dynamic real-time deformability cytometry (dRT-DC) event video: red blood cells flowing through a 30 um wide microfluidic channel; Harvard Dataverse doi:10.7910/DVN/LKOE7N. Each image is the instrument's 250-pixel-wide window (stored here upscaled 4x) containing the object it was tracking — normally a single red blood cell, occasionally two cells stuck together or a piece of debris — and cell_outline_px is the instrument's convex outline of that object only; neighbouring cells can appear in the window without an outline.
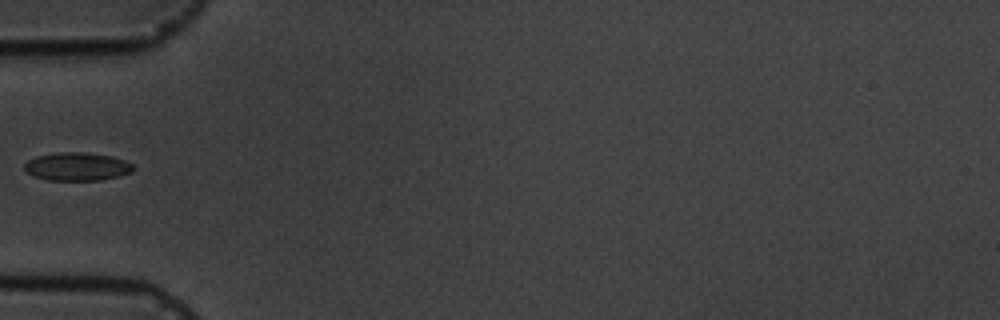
{"species": "common noctule bat (a hibernating species)", "species_latin": "Nyctalus noctula", "temperature_condition": "cold", "stored_images_in_passage": 7, "camera_frame_rate_fps": 3000, "um_per_image_px": 0.085, "animal": {"sex": "male", "body_mass_g": 19.5, "forearm_length_mm": 54.6}, "frame": {"image": 1, "passage_image": 6, "time_ms": 7.333, "image_size_px": [1000, 320], "cell_outline_px": [[136, 168], [132, 172], [120, 176], [100, 180], [48, 180], [32, 176], [24, 168], [24, 164], [28, 160], [36, 156], [60, 152], [84, 152], [112, 156], [124, 160], [132, 164]], "centroid_in_image_um": [6.57, 14.16], "position_along_channel_um": 78.4, "area_um2": 17.98}}
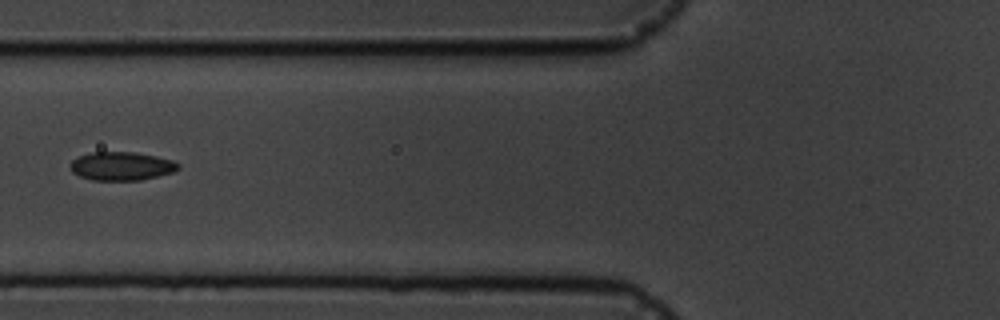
{"frame": {"image": 2, "passage_image": 7, "time_ms": 8.333, "image_size_px": [1000, 320], "cell_outline_px": [[180, 168], [172, 172], [140, 180], [92, 180], [80, 176], [72, 172], [72, 160], [80, 156], [92, 152], [136, 152], [156, 156], [172, 160], [180, 164]], "centroid_in_image_um": [10.35, 14.11], "position_along_channel_um": 115.4, "area_um2": 17.74}}